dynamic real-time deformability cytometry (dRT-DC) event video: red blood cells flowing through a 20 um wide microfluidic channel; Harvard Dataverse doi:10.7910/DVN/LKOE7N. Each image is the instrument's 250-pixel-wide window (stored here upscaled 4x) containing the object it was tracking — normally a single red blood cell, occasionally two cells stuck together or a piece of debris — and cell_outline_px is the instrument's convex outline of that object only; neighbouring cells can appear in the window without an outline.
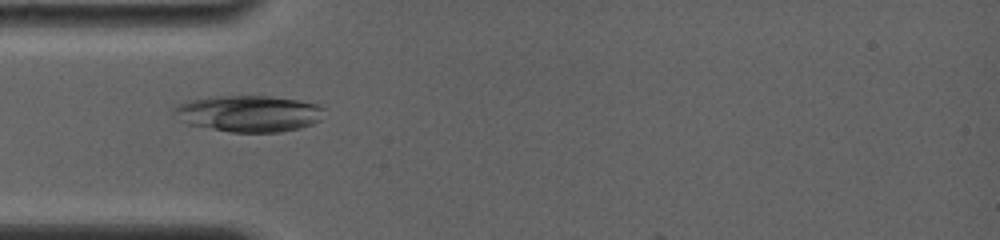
{"species": "common noctule bat (a hibernating species)", "species_latin": "Nyctalus noctula", "temperature_condition": "room temperature", "stored_images_in_passage": 8, "camera_frame_rate_fps": 4000, "um_per_image_px": 0.085, "animal": {"sex": "female", "body_mass_g": 19.0, "forearm_length_mm": 56.7}, "frame": {"image": 1, "passage_image": 7, "time_ms": 3.0, "image_size_px": [1000, 240], "cell_outline_px": [[324, 108], [320, 120], [312, 124], [300, 128], [280, 132], [232, 132], [188, 124], [180, 120], [172, 112], [172, 108], [176, 104], [188, 100], [212, 96], [272, 96], [300, 100], [316, 104]], "centroid_in_image_um": [21.11, 9.64], "position_along_channel_um": 63.9, "area_um2": 32.02}}